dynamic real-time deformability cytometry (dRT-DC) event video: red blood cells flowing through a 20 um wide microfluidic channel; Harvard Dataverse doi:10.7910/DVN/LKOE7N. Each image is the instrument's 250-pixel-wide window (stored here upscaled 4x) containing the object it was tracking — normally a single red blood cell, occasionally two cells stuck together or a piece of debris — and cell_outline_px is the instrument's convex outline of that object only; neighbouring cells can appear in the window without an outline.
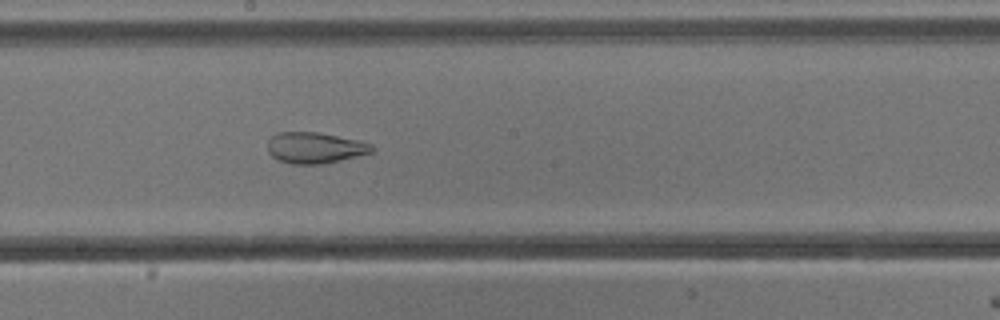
{"species": "common noctule bat (a hibernating species)", "species_latin": "Nyctalus noctula", "temperature_condition": "cold", "stored_images_in_passage": 53, "camera_frame_rate_fps": 3000, "um_per_image_px": 0.085, "animal": {"sex": "male", "body_mass_g": 13.3}, "frame": {"image": 1, "passage_image": 29, "time_ms": 9.333, "image_size_px": [1000, 320], "cell_outline_px": [[376, 148], [372, 152], [324, 164], [292, 164], [280, 160], [272, 156], [268, 152], [268, 140], [276, 132], [316, 132], [360, 140], [372, 144]], "centroid_in_image_um": [26.78, 12.55], "position_along_channel_um": 221.4, "area_um2": 18.9}}
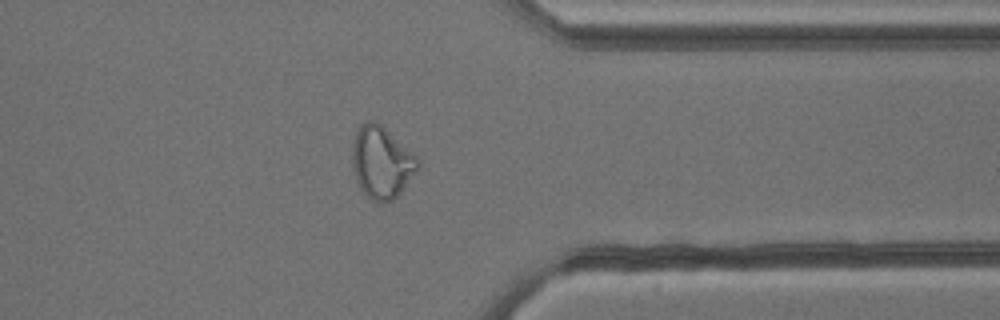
{"frame": {"image": 2, "passage_image": 42, "time_ms": 13.667, "image_size_px": [1000, 320], "cell_outline_px": [[420, 168], [404, 188], [392, 200], [384, 204], [372, 200], [364, 192], [352, 168], [352, 144], [356, 132], [360, 124], [368, 120], [372, 120], [380, 124], [416, 156], [420, 160]], "centroid_in_image_um": [32.44, 13.8], "position_along_channel_um": 379.0, "area_um2": 27.28}}
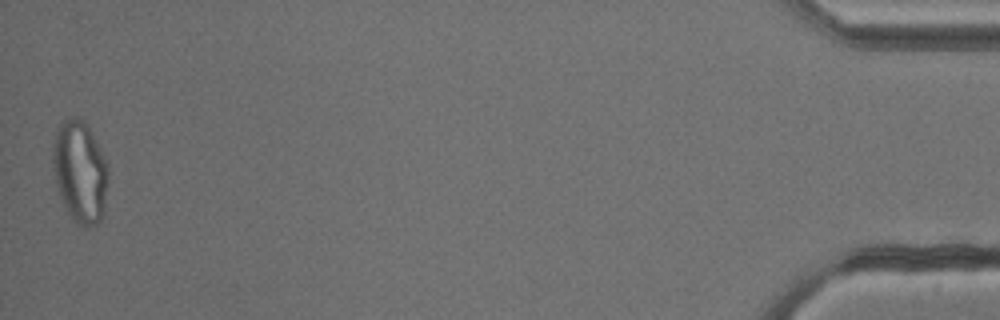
{"frame": {"image": 3, "passage_image": 53, "time_ms": 17.333, "image_size_px": [1000, 320], "cell_outline_px": [[108, 180], [104, 212], [100, 220], [96, 224], [84, 228], [76, 224], [72, 220], [64, 208], [56, 184], [52, 164], [52, 144], [56, 128], [64, 120], [72, 116], [76, 116], [84, 120], [108, 160]], "centroid_in_image_um": [6.8, 14.6], "position_along_channel_um": 428.4, "area_um2": 33.76}, "authors_computed_cell_mechanics": {"area_um2": 27.744, "velocity_mm_per_s": 3.8186, "shape_relaxation_time_tau1_ms": null, "shape_relaxation_time_tau2_ms": 1.898, "deformation_change_tau1": null, "deformation_change_tau2": 0.0973}}